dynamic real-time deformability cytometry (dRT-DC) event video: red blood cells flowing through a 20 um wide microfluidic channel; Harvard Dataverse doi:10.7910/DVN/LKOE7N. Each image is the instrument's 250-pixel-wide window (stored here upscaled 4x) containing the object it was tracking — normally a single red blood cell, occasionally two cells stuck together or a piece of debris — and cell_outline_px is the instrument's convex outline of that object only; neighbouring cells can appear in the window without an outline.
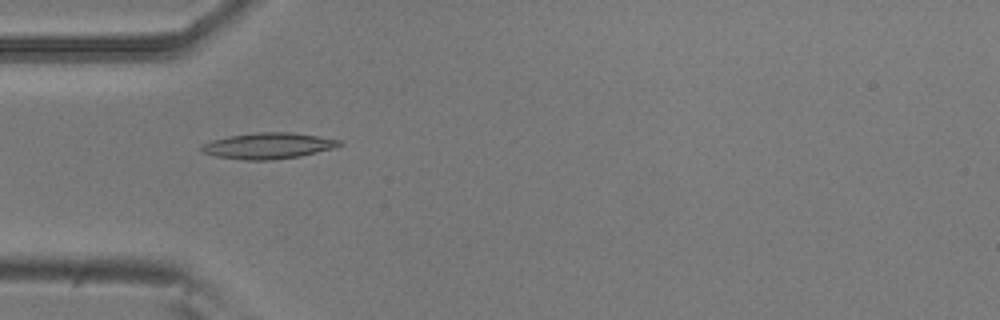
{"species": "common noctule bat (a hibernating species)", "species_latin": "Nyctalus noctula", "temperature_condition": "room temperature", "stored_images_in_passage": 53, "camera_frame_rate_fps": 3000, "um_per_image_px": 0.085, "animal": {"sex": "male", "body_mass_g": 20.5, "forearm_length_mm": 52.5}, "frame": {"image": 1, "passage_image": 16, "time_ms": 5.0, "image_size_px": [1000, 320], "cell_outline_px": [[344, 144], [336, 148], [300, 156], [272, 160], [244, 160], [216, 156], [200, 152], [200, 148], [204, 144], [212, 140], [228, 136], [256, 132], [292, 132], [340, 140]], "centroid_in_image_um": [22.81, 12.39], "position_along_channel_um": 62.2, "area_um2": 20.98}}
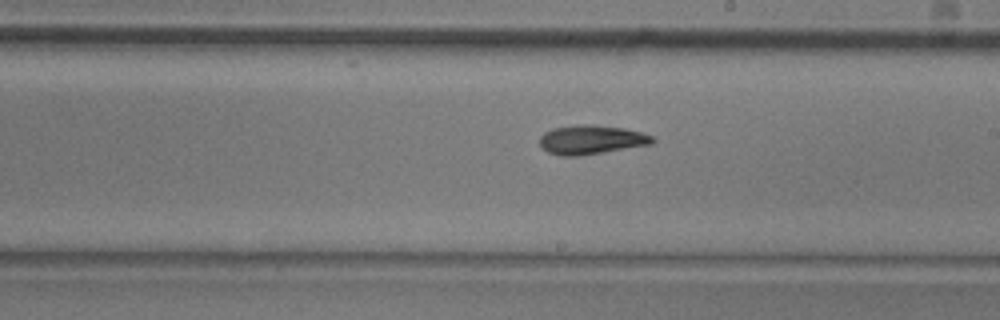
{"frame": {"image": 2, "passage_image": 30, "time_ms": 9.667, "image_size_px": [1000, 320], "cell_outline_px": [[656, 140], [652, 144], [576, 156], [560, 156], [548, 152], [540, 148], [540, 136], [544, 132], [552, 128], [580, 124], [584, 124], [624, 128], [640, 132], [652, 136]], "centroid_in_image_um": [50.21, 11.87], "position_along_channel_um": 238.8, "area_um2": 19.02}}
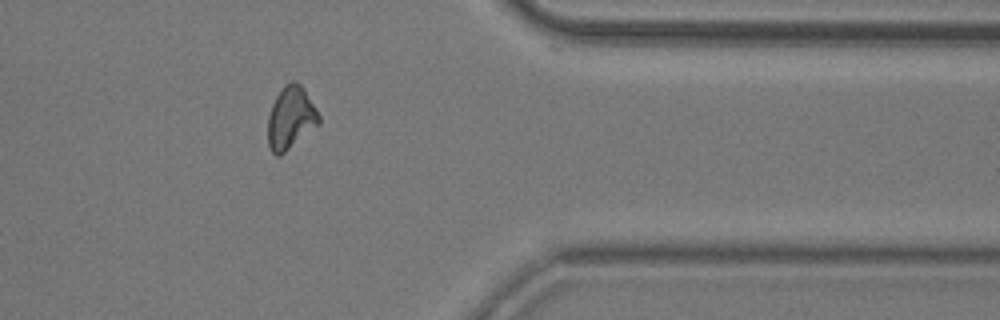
{"frame": {"image": 3, "passage_image": 43, "time_ms": 14.0, "image_size_px": [1000, 320], "cell_outline_px": [[320, 124], [280, 156], [276, 156], [272, 152], [268, 144], [268, 116], [272, 104], [276, 96], [284, 84], [292, 80], [296, 80], [304, 88], [316, 108], [320, 116]], "centroid_in_image_um": [24.72, 10.01], "position_along_channel_um": 386.7, "area_um2": 18.79}, "authors_computed_cell_mechanics": {"area_um2": 18.5538, "velocity_mm_per_s": 3.7884, "shape_relaxation_time_tau1_ms": 5.945, "shape_relaxation_time_tau2_ms": 11.1738, "deformation_change_tau1": 0.157, "deformation_change_tau2": 0.2187}}